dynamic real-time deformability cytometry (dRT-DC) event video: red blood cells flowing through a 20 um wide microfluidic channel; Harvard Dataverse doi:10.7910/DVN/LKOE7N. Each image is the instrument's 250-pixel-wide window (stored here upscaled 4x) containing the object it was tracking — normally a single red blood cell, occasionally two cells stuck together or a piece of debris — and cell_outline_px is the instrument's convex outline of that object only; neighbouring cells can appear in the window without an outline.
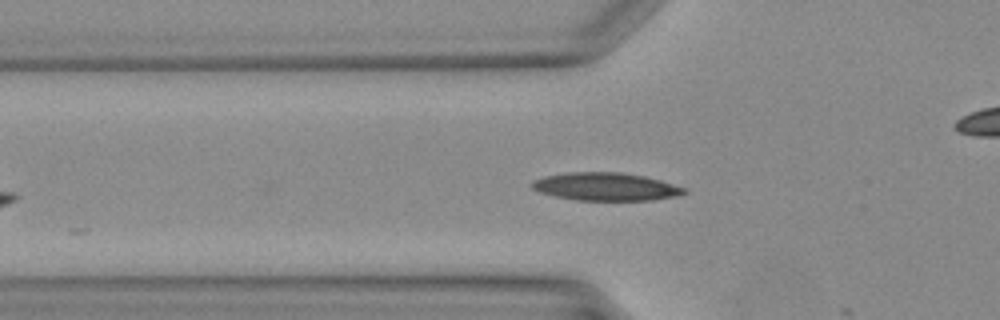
{"species": "Egyptian fruit bat (a non-hibernating species)", "species_latin": "Rousettus aegyptiacus", "temperature_condition": "warm", "stored_images_in_passage": 9, "camera_frame_rate_fps": 3000, "um_per_image_px": 0.085, "animal": {"sex": "female"}, "frame": {"image": 1, "passage_image": 8, "time_ms": 2.333, "image_size_px": [1000, 320], "cell_outline_px": [[688, 192], [680, 196], [652, 200], [576, 200], [556, 196], [540, 192], [532, 188], [532, 180], [544, 176], [564, 172], [620, 172], [644, 176], [660, 180], [684, 188]], "centroid_in_image_um": [51.49, 15.86], "position_along_channel_um": 74.3, "area_um2": 24.8}}